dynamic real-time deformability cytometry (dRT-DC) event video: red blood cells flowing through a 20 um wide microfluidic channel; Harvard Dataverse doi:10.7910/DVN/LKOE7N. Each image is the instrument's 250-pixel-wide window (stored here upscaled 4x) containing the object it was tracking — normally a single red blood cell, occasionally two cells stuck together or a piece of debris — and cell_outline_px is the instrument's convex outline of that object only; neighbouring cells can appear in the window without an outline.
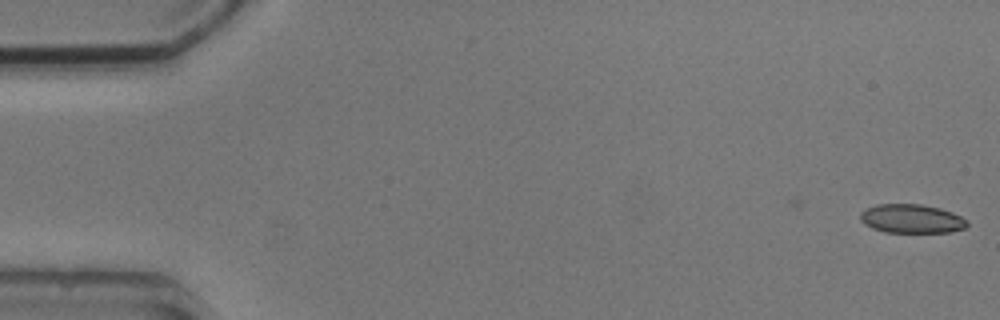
{"species": "common noctule bat (a hibernating species)", "species_latin": "Nyctalus noctula", "temperature_condition": "cold", "stored_images_in_passage": 6, "camera_frame_rate_fps": 3000, "um_per_image_px": 0.085, "animal": {"sex": "male", "body_mass_g": 20.5, "forearm_length_mm": 52.5}, "frame": {"image": 1, "passage_image": 1, "time_ms": 0.0, "image_size_px": [1000, 320], "cell_outline_px": [[968, 224], [964, 228], [952, 232], [884, 232], [872, 228], [864, 224], [860, 220], [860, 212], [876, 204], [920, 204], [940, 208], [952, 212], [968, 220]], "centroid_in_image_um": [77.48, 18.59], "position_along_channel_um": 7.5, "area_um2": 18.03}}
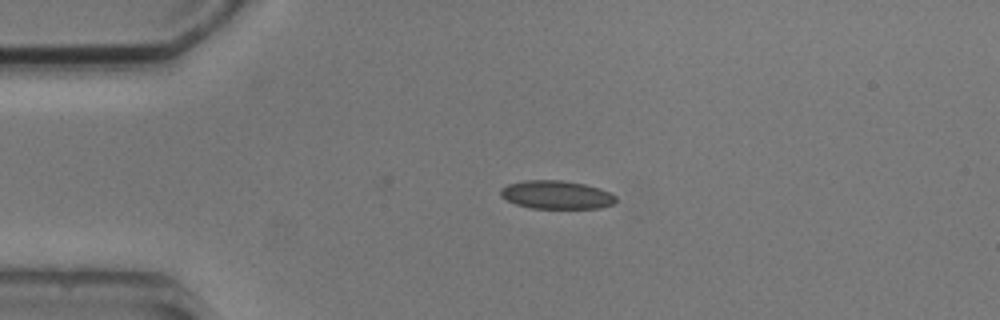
{"frame": {"image": 2, "passage_image": 4, "time_ms": 3.667, "image_size_px": [1000, 320], "cell_outline_px": [[616, 200], [612, 204], [600, 208], [532, 208], [516, 204], [500, 196], [500, 188], [508, 184], [524, 180], [560, 180], [584, 184], [600, 188], [616, 196]], "centroid_in_image_um": [47.28, 16.55], "position_along_channel_um": 37.7, "area_um2": 18.96}}